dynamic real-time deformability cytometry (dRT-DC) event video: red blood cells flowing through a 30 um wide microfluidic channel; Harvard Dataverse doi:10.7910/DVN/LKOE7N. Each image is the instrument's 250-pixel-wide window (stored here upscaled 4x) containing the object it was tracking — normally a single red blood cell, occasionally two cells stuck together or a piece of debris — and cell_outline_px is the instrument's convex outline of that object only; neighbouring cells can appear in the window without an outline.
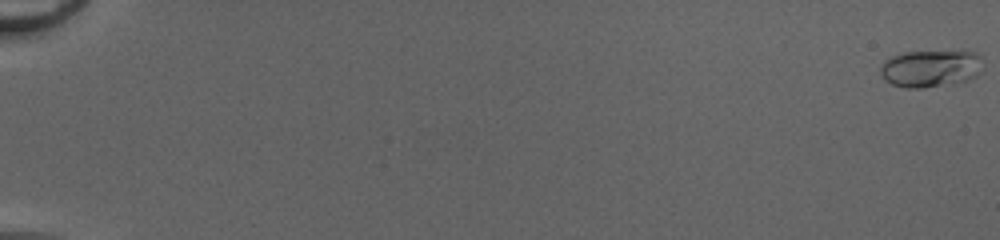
{"species": "common noctule bat (a hibernating species)", "species_latin": "Nyctalus noctula", "temperature_condition": "cold", "stored_images_in_passage": 52, "camera_frame_rate_fps": 3000, "um_per_image_px": 0.085, "animal": {"sex": "female", "body_mass_g": 20.0, "forearm_length_mm": 54.0}, "frame": {"image": 1, "passage_image": 1, "time_ms": 0.0, "image_size_px": [1000, 240], "cell_outline_px": [[984, 68], [976, 76], [968, 80], [924, 88], [904, 88], [892, 84], [884, 80], [880, 72], [880, 68], [884, 60], [892, 56], [904, 52], [960, 48], [976, 52], [980, 56]], "centroid_in_image_um": [79.15, 5.76], "position_along_channel_um": 5.8, "area_um2": 23.24}}
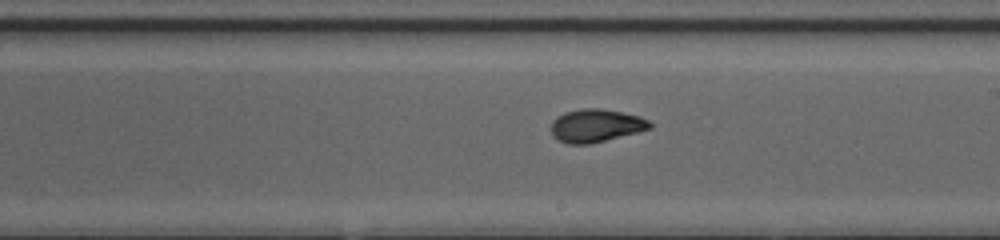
{"frame": {"image": 2, "passage_image": 33, "time_ms": 10.667, "image_size_px": [1000, 240], "cell_outline_px": [[652, 128], [588, 144], [568, 144], [556, 140], [552, 136], [552, 120], [556, 116], [564, 112], [580, 108], [600, 108], [640, 116], [648, 120], [652, 124]], "centroid_in_image_um": [50.6, 10.67], "position_along_channel_um": 238.4, "area_um2": 18.96}}
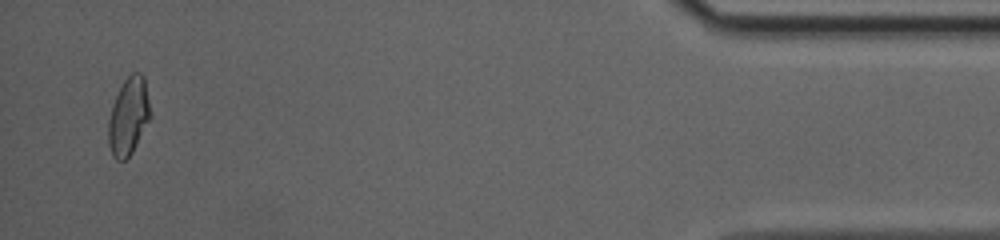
{"frame": {"image": 3, "passage_image": 51, "time_ms": 16.667, "image_size_px": [1000, 240], "cell_outline_px": [[152, 116], [132, 152], [124, 160], [116, 160], [112, 156], [108, 144], [108, 120], [116, 96], [124, 80], [132, 72], [140, 72], [144, 76]], "centroid_in_image_um": [10.94, 9.89], "position_along_channel_um": 424.3, "area_um2": 18.96}, "authors_computed_cell_mechanics": {"area_um2": 18.6405, "velocity_mm_per_s": 4.2185, "shape_relaxation_time_tau1_ms": 5.523, "shape_relaxation_time_tau2_ms": 1.2577, "deformation_change_tau1": 0.1877, "deformation_change_tau2": 0.0592}}